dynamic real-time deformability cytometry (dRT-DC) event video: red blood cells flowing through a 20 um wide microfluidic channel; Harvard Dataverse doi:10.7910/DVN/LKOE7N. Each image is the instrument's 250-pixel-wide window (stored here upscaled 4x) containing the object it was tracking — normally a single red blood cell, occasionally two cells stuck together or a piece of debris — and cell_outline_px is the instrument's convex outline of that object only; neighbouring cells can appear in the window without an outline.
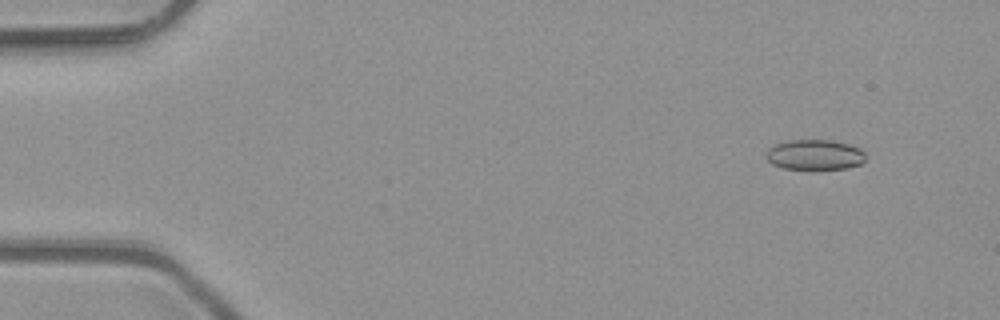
{"species": "common noctule bat (a hibernating species)", "species_latin": "Nyctalus noctula", "temperature_condition": "room temperature", "stored_images_in_passage": 5, "camera_frame_rate_fps": 3000, "um_per_image_px": 0.085, "animal": {"sex": "male", "body_mass_g": 23.1, "forearm_length_mm": 52.7}, "frame": {"image": 1, "passage_image": 2, "time_ms": 0.333, "image_size_px": [1000, 320], "cell_outline_px": [[864, 160], [860, 164], [848, 168], [784, 168], [772, 164], [764, 156], [764, 152], [768, 148], [776, 144], [788, 140], [832, 140], [848, 144], [860, 148], [864, 152]], "centroid_in_image_um": [69.22, 13.13], "position_along_channel_um": 15.8, "area_um2": 17.4}}
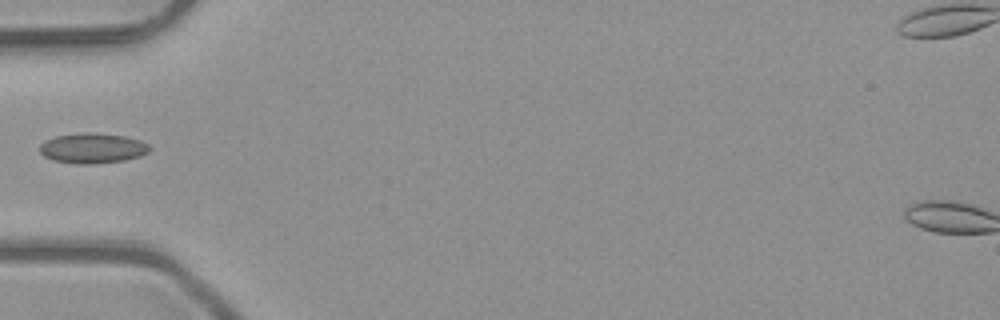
{"frame": {"image": 2, "passage_image": 5, "time_ms": 1.333, "image_size_px": [1000, 320], "cell_outline_px": [[152, 148], [148, 152], [140, 156], [124, 160], [92, 164], [76, 164], [52, 160], [44, 156], [40, 152], [40, 144], [44, 140], [56, 136], [84, 132], [88, 132], [124, 136], [140, 140], [148, 144]], "centroid_in_image_um": [7.85, 12.6], "position_along_channel_um": 77.1, "area_um2": 19.36}}